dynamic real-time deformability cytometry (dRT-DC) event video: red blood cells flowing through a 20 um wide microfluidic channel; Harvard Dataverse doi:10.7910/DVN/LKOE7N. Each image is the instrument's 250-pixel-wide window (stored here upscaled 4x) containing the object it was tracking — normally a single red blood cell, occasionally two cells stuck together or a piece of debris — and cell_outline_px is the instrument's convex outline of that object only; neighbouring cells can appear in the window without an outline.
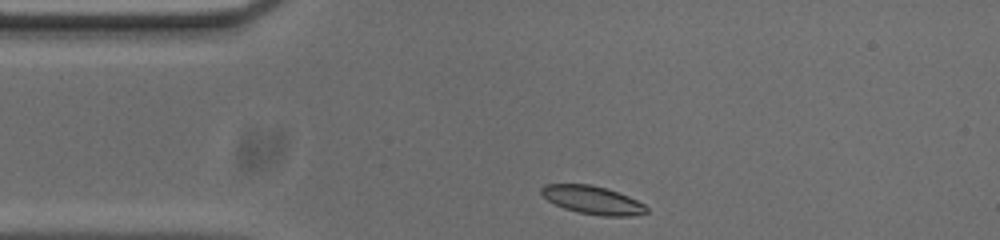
{"species": "common noctule bat (a hibernating species)", "species_latin": "Nyctalus noctula", "temperature_condition": "cold", "stored_images_in_passage": 34, "camera_frame_rate_fps": 3000, "um_per_image_px": 0.085, "animal": {"sex": "male", "body_mass_g": 20.0, "forearm_length_mm": 53.3}, "frame": {"image": 1, "passage_image": 1, "time_ms": 0.0, "image_size_px": [1000, 240], "cell_outline_px": [[648, 212], [632, 216], [604, 216], [576, 212], [564, 208], [548, 200], [540, 192], [540, 188], [544, 184], [592, 184], [628, 196], [644, 204], [648, 208]], "centroid_in_image_um": [50.36, 17.0], "position_along_channel_um": 34.6, "area_um2": 17.17}}
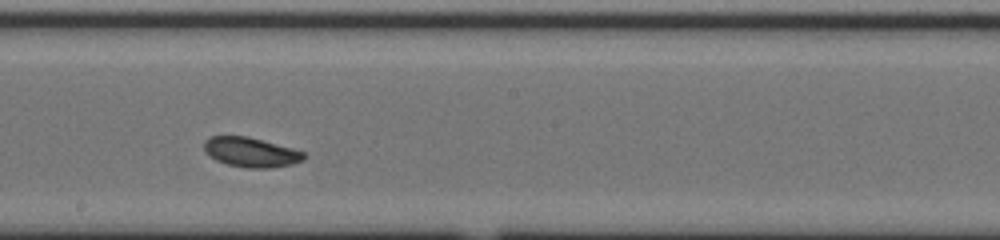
{"frame": {"image": 2, "passage_image": 19, "time_ms": 6.0, "image_size_px": [1000, 240], "cell_outline_px": [[308, 156], [304, 160], [292, 164], [272, 168], [248, 168], [228, 164], [216, 160], [204, 148], [204, 140], [212, 136], [248, 136], [292, 148], [304, 152]], "centroid_in_image_um": [21.38, 12.94], "position_along_channel_um": 226.8, "area_um2": 17.17}}
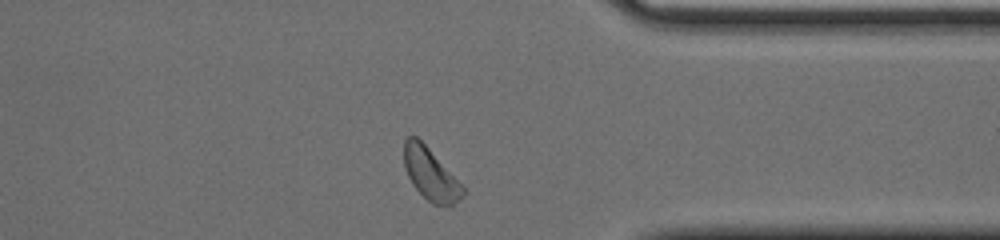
{"frame": {"image": 3, "passage_image": 32, "time_ms": 10.333, "image_size_px": [1000, 240], "cell_outline_px": [[464, 192], [452, 204], [432, 204], [412, 184], [408, 176], [404, 164], [404, 140], [408, 136], [416, 136], [428, 148], [464, 188]], "centroid_in_image_um": [36.53, 14.77], "position_along_channel_um": 374.9, "area_um2": 16.94}, "authors_computed_cell_mechanics": {"area_um2": 17.4267, "velocity_mm_per_s": 3.6567, "shape_relaxation_time_tau1_ms": 2.1445, "shape_relaxation_time_tau2_ms": null, "deformation_change_tau1": 0.1007, "deformation_change_tau2": null}}